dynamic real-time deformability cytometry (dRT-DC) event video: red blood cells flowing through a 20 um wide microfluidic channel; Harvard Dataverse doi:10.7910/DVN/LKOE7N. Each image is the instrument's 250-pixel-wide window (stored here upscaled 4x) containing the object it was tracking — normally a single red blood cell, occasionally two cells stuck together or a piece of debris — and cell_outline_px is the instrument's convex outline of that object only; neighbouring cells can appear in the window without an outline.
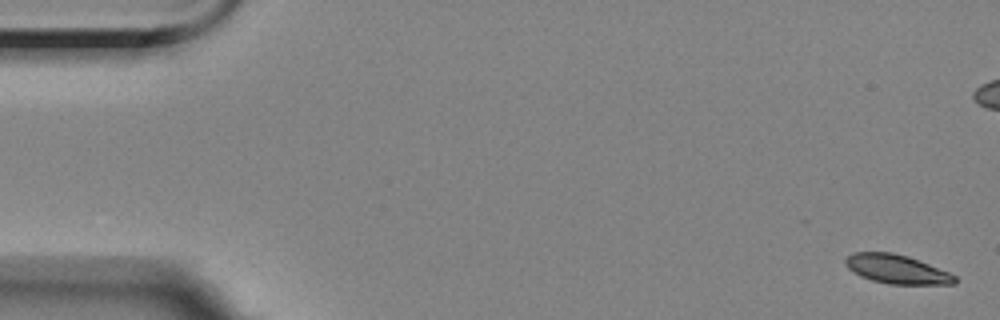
{"species": "Egyptian fruit bat (a non-hibernating species)", "species_latin": "Rousettus aegyptiacus", "temperature_condition": "room temperature", "stored_images_in_passage": 6, "camera_frame_rate_fps": 3000, "um_per_image_px": 0.085, "animal": {"sex": "female"}, "frame": {"image": 1, "passage_image": 1, "time_ms": 0.0, "image_size_px": [1000, 320], "cell_outline_px": [[956, 284], [888, 284], [872, 280], [860, 276], [848, 268], [844, 264], [844, 260], [852, 252], [892, 252], [908, 256], [948, 272], [956, 276]], "centroid_in_image_um": [76.19, 22.87], "position_along_channel_um": 8.8, "area_um2": 18.38}}
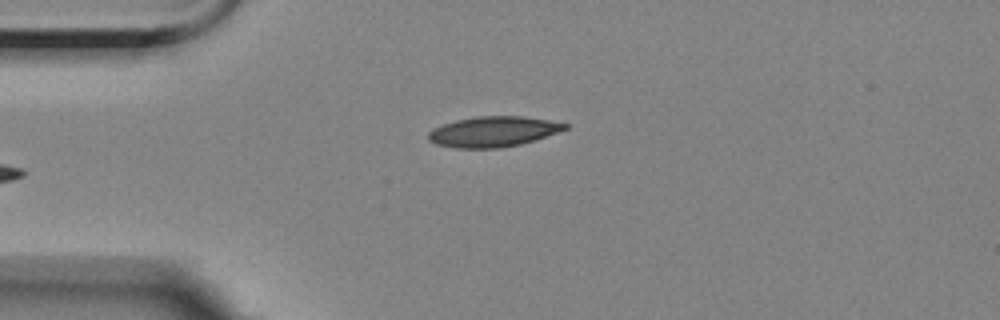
{"frame": {"image": 2, "passage_image": 6, "time_ms": 6.0, "image_size_px": [1000, 320], "cell_outline_px": [[568, 128], [520, 144], [500, 148], [456, 148], [436, 144], [428, 140], [428, 132], [432, 128], [456, 120], [476, 116], [524, 116], [548, 120], [568, 124]], "centroid_in_image_um": [41.87, 11.18], "position_along_channel_um": 43.1, "area_um2": 23.99}}